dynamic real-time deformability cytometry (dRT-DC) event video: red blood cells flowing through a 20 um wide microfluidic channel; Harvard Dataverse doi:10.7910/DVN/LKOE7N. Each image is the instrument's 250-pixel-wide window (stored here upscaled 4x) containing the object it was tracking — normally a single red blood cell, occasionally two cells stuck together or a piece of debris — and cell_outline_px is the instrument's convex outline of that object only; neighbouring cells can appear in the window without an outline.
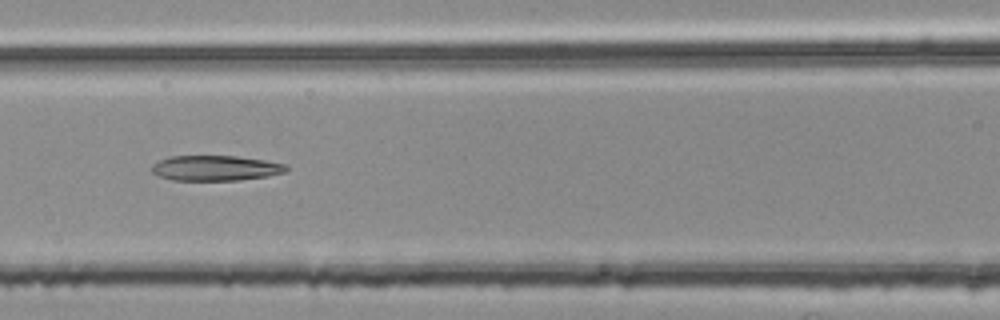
{"species": "common noctule bat (a hibernating species)", "species_latin": "Nyctalus noctula", "temperature_condition": "room temperature", "stored_images_in_passage": 49, "segment_of_instrument_passage": [2, 2], "camera_frame_rate_fps": 3000, "um_per_image_px": 0.085, "animal": {"sex": "female", "body_mass_g": 25.1}, "frame": {"image": 1, "passage_image": 24, "time_ms": 7.667, "image_size_px": [1000, 320], "cell_outline_px": [[288, 168], [284, 172], [268, 176], [240, 180], [172, 180], [160, 176], [152, 172], [152, 164], [160, 160], [172, 156], [236, 156], [264, 160], [288, 164]], "centroid_in_image_um": [18.34, 14.28], "position_along_channel_um": 148.3, "area_um2": 19.71}}
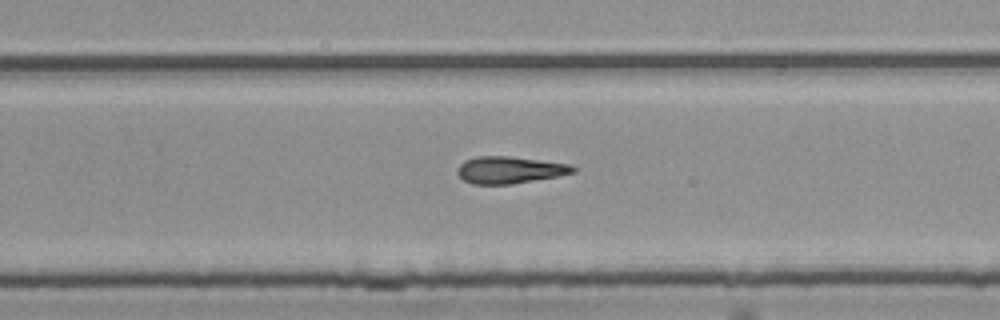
{"frame": {"image": 2, "passage_image": 32, "time_ms": 10.333, "image_size_px": [1000, 320], "cell_outline_px": [[576, 172], [556, 176], [512, 184], [472, 184], [464, 180], [456, 172], [456, 168], [464, 160], [476, 156], [508, 156], [568, 164], [576, 168]], "centroid_in_image_um": [43.26, 14.44], "position_along_channel_um": 286.5, "area_um2": 18.03}}
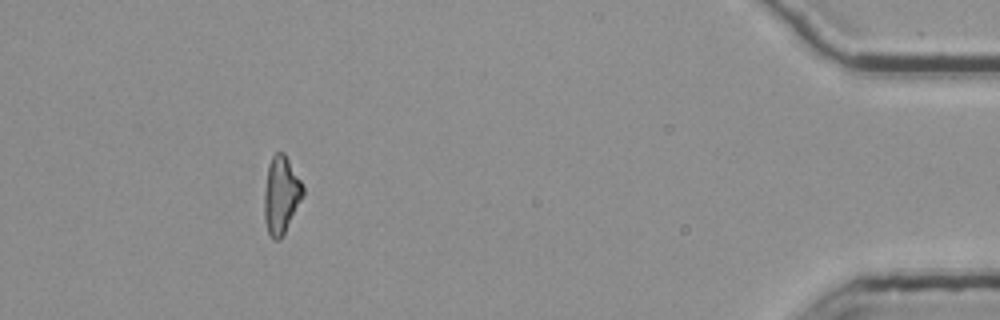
{"frame": {"image": 3, "passage_image": 47, "time_ms": 15.333, "image_size_px": [1000, 320], "cell_outline_px": [[304, 196], [280, 240], [272, 240], [268, 232], [264, 220], [264, 192], [268, 164], [272, 156], [276, 152], [284, 152], [300, 180], [304, 188]], "centroid_in_image_um": [23.88, 16.58], "position_along_channel_um": 411.3, "area_um2": 17.51}}